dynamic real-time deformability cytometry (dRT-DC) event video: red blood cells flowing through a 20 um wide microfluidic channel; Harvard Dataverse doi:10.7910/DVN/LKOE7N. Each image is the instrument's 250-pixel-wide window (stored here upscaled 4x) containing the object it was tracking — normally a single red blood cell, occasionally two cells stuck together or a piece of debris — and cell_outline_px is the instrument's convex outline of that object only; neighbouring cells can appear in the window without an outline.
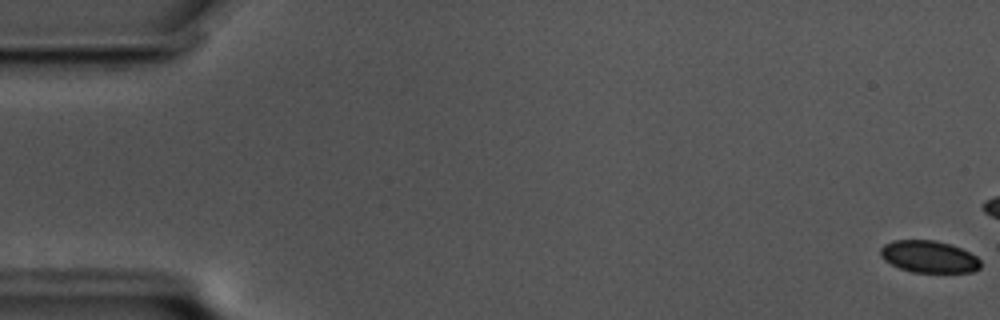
{"species": "common noctule bat (a hibernating species)", "species_latin": "Nyctalus noctula", "temperature_condition": "cold", "stored_images_in_passage": 18, "camera_frame_rate_fps": 3000, "um_per_image_px": 0.085, "animal": {"sex": "male", "body_mass_g": 17.5, "forearm_length_mm": 52.3}, "frame": {"image": 1, "passage_image": 1, "time_ms": 0.0, "image_size_px": [1000, 320], "cell_outline_px": [[980, 268], [972, 272], [912, 272], [900, 268], [884, 260], [880, 256], [880, 248], [884, 244], [892, 240], [936, 240], [960, 248], [976, 256], [980, 260]], "centroid_in_image_um": [78.93, 21.81], "position_along_channel_um": 6.1, "area_um2": 18.61}}